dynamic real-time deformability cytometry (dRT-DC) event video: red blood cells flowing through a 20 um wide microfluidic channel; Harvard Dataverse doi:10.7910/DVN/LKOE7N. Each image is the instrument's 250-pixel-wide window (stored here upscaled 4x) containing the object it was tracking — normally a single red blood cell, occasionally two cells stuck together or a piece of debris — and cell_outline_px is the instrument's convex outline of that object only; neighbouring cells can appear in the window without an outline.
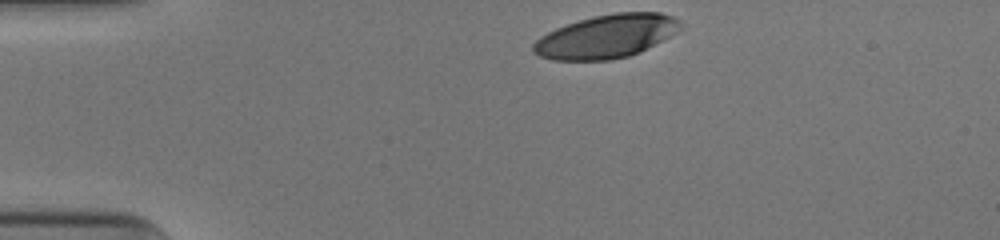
{"species": "human", "species_latin": "Homo sapiens", "temperature_condition": "cold", "stored_images_in_passage": 33, "camera_frame_rate_fps": 3000, "um_per_image_px": 0.085, "donor": {"sex": "male"}, "frame": {"image": 1, "passage_image": 1, "time_ms": 0.0, "image_size_px": [1000, 240], "cell_outline_px": [[684, 28], [640, 52], [628, 56], [612, 60], [552, 60], [540, 56], [532, 52], [532, 44], [540, 36], [556, 28], [592, 16], [616, 12], [660, 12], [672, 16], [680, 20]], "centroid_in_image_um": [51.56, 3.09], "position_along_channel_um": 33.4, "area_um2": 37.34}}
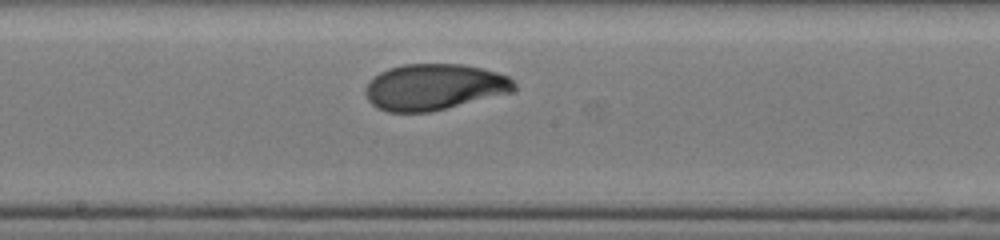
{"frame": {"image": 2, "passage_image": 19, "time_ms": 6.0, "image_size_px": [1000, 240], "cell_outline_px": [[516, 88], [512, 92], [428, 112], [388, 112], [376, 108], [368, 100], [364, 88], [372, 76], [388, 68], [404, 64], [464, 64], [496, 72], [508, 76], [516, 84]], "centroid_in_image_um": [36.86, 7.39], "position_along_channel_um": 211.3, "area_um2": 39.94}}
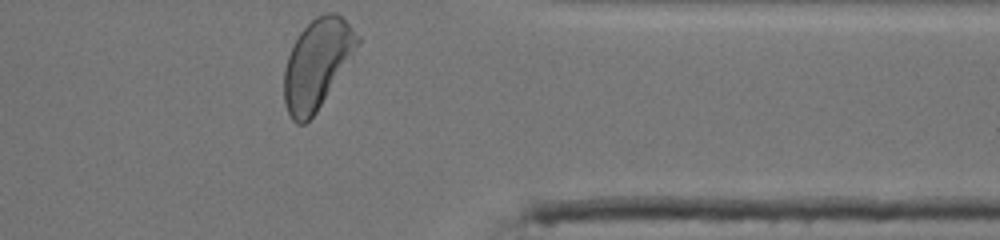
{"frame": {"image": 3, "passage_image": 33, "time_ms": 10.667, "image_size_px": [1000, 240], "cell_outline_px": [[360, 44], [316, 112], [304, 124], [296, 124], [292, 120], [284, 104], [284, 68], [292, 44], [300, 32], [316, 16], [324, 12], [336, 12], [360, 36]], "centroid_in_image_um": [26.93, 5.42], "position_along_channel_um": 384.5, "area_um2": 37.97}, "authors_computed_cell_mechanics": {"area_um2": 39.1306, "velocity_mm_per_s": 3.9094, "shape_relaxation_time_tau1_ms": 2.9692, "shape_relaxation_time_tau2_ms": 1.0815, "deformation_change_tau1": 0.1732, "deformation_change_tau2": 0.0585}}